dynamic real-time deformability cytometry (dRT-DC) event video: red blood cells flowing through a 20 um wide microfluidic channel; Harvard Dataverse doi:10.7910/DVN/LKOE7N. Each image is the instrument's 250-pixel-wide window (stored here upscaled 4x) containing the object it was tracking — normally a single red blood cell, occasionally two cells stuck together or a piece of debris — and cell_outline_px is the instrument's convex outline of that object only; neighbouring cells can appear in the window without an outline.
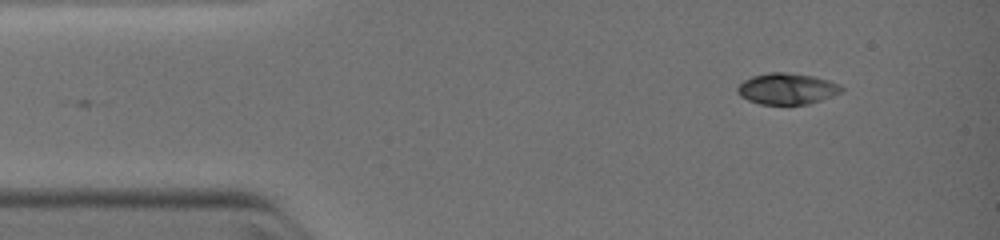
{"species": "common noctule bat (a hibernating species)", "species_latin": "Nyctalus noctula", "temperature_condition": "warm", "stored_images_in_passage": 12, "camera_frame_rate_fps": 3000, "um_per_image_px": 0.085, "animal": {"sex": "female", "body_mass_g": 19.0, "forearm_length_mm": 51.5}, "frame": {"image": 1, "passage_image": 1, "time_ms": 0.0, "image_size_px": [1000, 240], "cell_outline_px": [[844, 88], [840, 92], [832, 96], [808, 104], [760, 104], [748, 100], [740, 96], [736, 92], [736, 88], [744, 80], [752, 76], [768, 72], [788, 72], [812, 76], [828, 80], [840, 84]], "centroid_in_image_um": [66.87, 7.54], "position_along_channel_um": 18.1, "area_um2": 18.9}}
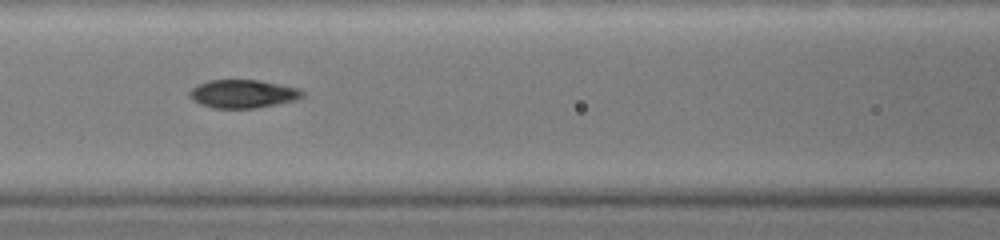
{"frame": {"image": 2, "passage_image": 9, "time_ms": 4.0, "image_size_px": [1000, 240], "cell_outline_px": [[304, 96], [292, 100], [252, 108], [216, 108], [200, 104], [192, 100], [188, 92], [196, 84], [208, 80], [260, 80], [300, 88], [304, 92]], "centroid_in_image_um": [20.6, 7.95], "position_along_channel_um": 146.0, "area_um2": 18.44}}
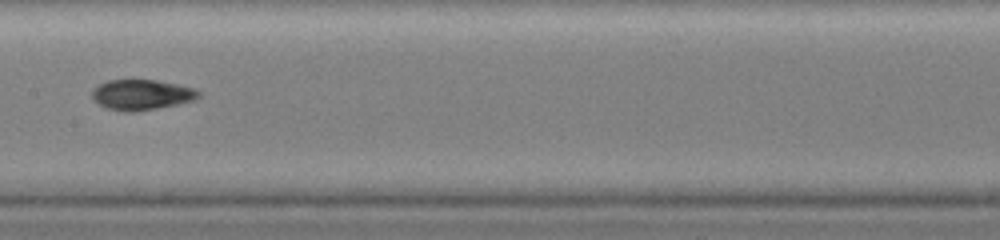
{"frame": {"image": 3, "passage_image": 11, "time_ms": 5.0, "image_size_px": [1000, 240], "cell_outline_px": [[200, 96], [192, 100], [176, 104], [132, 112], [124, 112], [108, 108], [100, 104], [92, 96], [92, 92], [100, 84], [108, 80], [156, 80], [176, 84], [192, 88], [200, 92]], "centroid_in_image_um": [12.03, 8.04], "position_along_channel_um": 195.4, "area_um2": 18.32}}